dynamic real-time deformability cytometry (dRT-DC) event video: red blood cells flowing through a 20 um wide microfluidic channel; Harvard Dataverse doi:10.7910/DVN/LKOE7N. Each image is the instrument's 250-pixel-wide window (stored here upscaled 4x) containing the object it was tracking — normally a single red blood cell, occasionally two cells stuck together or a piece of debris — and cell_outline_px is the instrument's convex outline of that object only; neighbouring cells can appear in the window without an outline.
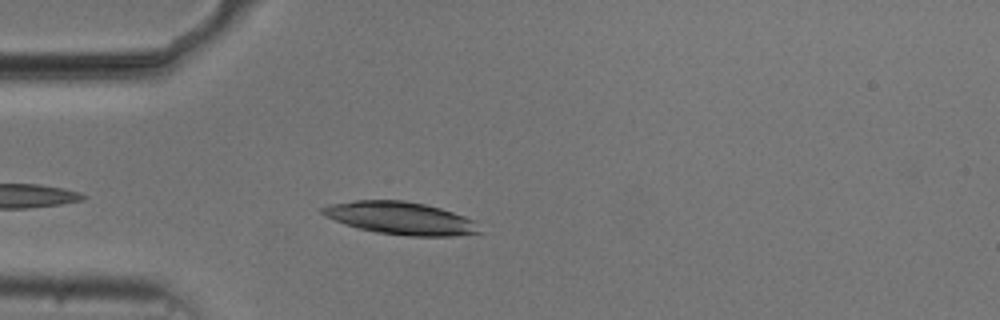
{"species": "common noctule bat (a hibernating species)", "species_latin": "Nyctalus noctula", "temperature_condition": "cold", "stored_images_in_passage": 15, "camera_frame_rate_fps": 3000, "um_per_image_px": 0.085, "animal": {"sex": "male", "body_mass_g": 20.5, "forearm_length_mm": 52.5}, "frame": {"image": 1, "passage_image": 4, "time_ms": 1.0, "image_size_px": [1000, 320], "cell_outline_px": [[484, 232], [452, 236], [408, 236], [376, 232], [356, 228], [344, 224], [324, 216], [320, 212], [320, 208], [332, 204], [356, 200], [404, 200], [424, 204], [440, 208], [464, 216], [472, 220]], "centroid_in_image_um": [34.03, 18.55], "position_along_channel_um": 51.0, "area_um2": 29.82}}
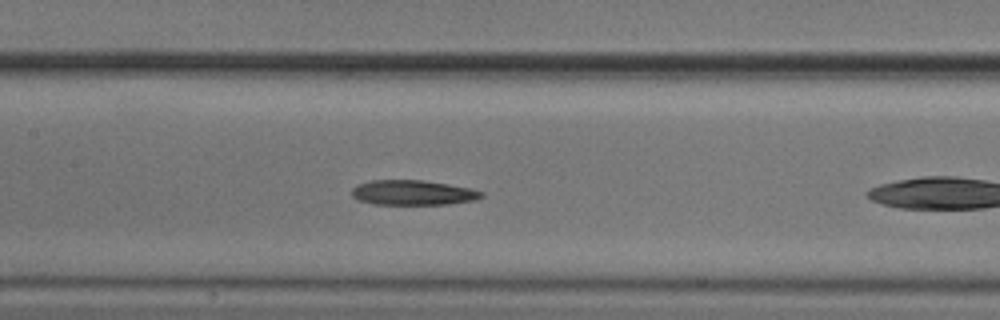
{"frame": {"image": 2, "passage_image": 11, "time_ms": 3.333, "image_size_px": [1000, 320], "cell_outline_px": [[484, 196], [476, 200], [448, 204], [376, 204], [356, 200], [352, 196], [352, 188], [356, 184], [372, 180], [424, 180], [448, 184], [468, 188], [484, 192]], "centroid_in_image_um": [35.08, 16.37], "position_along_channel_um": 172.3, "area_um2": 18.9}}
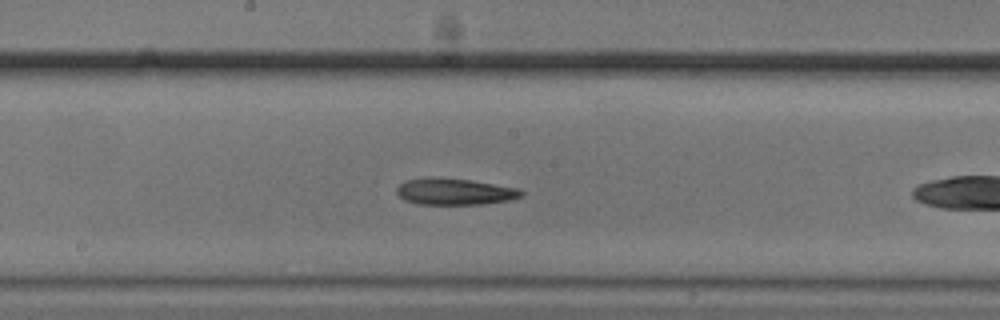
{"frame": {"image": 3, "passage_image": 14, "time_ms": 4.333, "image_size_px": [1000, 320], "cell_outline_px": [[524, 196], [508, 200], [484, 204], [420, 204], [404, 200], [396, 192], [396, 188], [404, 180], [424, 176], [440, 176], [472, 180], [516, 188], [524, 192]], "centroid_in_image_um": [38.6, 16.26], "position_along_channel_um": 209.6, "area_um2": 19.59}}